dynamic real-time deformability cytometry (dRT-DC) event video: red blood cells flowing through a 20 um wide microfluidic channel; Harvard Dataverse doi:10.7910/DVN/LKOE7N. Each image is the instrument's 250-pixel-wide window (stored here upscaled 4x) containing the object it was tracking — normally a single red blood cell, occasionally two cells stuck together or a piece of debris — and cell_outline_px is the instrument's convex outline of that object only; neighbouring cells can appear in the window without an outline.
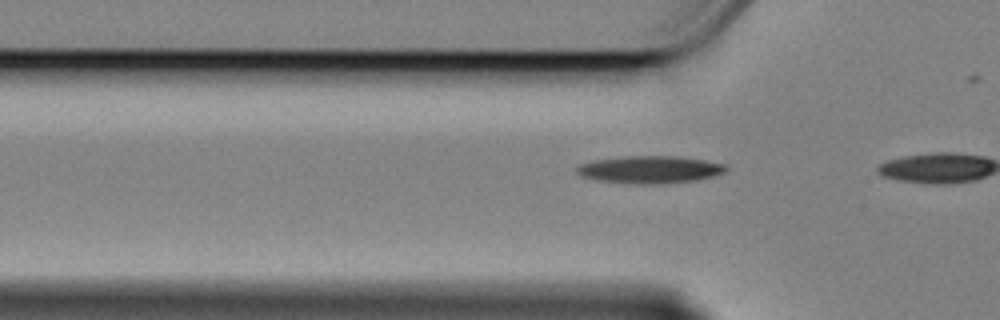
{"species": "Egyptian fruit bat (a non-hibernating species)", "species_latin": "Rousettus aegyptiacus", "temperature_condition": "cold", "stored_images_in_passage": 5, "camera_frame_rate_fps": 3000, "um_per_image_px": 0.085, "animal": {"sex": "female"}, "frame": {"image": 1, "passage_image": 4, "time_ms": 1.0, "image_size_px": [1000, 320], "cell_outline_px": [[728, 168], [724, 172], [712, 176], [696, 180], [664, 184], [628, 184], [596, 180], [580, 176], [576, 172], [576, 168], [580, 164], [596, 160], [624, 156], [680, 156], [728, 164]], "centroid_in_image_um": [55.24, 14.42], "position_along_channel_um": 70.6, "area_um2": 24.1}}